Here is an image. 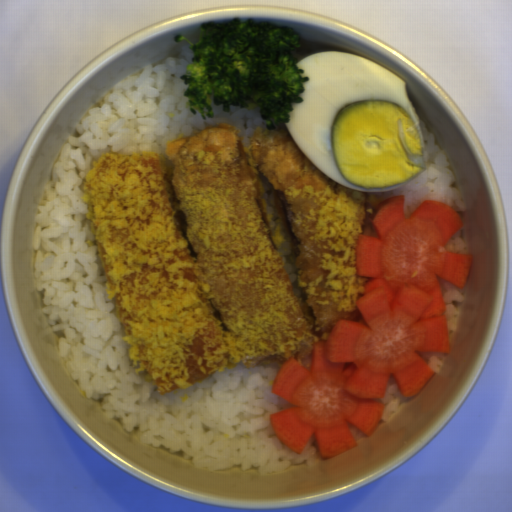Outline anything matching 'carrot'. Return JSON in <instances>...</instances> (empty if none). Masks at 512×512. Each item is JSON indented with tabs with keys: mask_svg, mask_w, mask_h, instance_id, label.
Returning a JSON list of instances; mask_svg holds the SVG:
<instances>
[{
	"mask_svg": "<svg viewBox=\"0 0 512 512\" xmlns=\"http://www.w3.org/2000/svg\"><path fill=\"white\" fill-rule=\"evenodd\" d=\"M404 203L403 194L382 200L375 235H359L356 275L369 279L356 302L362 319L340 320L314 343L309 368L291 355L272 385L290 404L269 416L272 430L297 455L312 437L325 461L352 450L350 425L375 434L385 410L377 398L391 376L402 397H413L437 374L420 351L450 353L438 278L467 285L472 253L445 249L464 224L440 201L427 199L408 218Z\"/></svg>",
	"mask_w": 512,
	"mask_h": 512,
	"instance_id": "obj_1",
	"label": "carrot"
}]
</instances>
